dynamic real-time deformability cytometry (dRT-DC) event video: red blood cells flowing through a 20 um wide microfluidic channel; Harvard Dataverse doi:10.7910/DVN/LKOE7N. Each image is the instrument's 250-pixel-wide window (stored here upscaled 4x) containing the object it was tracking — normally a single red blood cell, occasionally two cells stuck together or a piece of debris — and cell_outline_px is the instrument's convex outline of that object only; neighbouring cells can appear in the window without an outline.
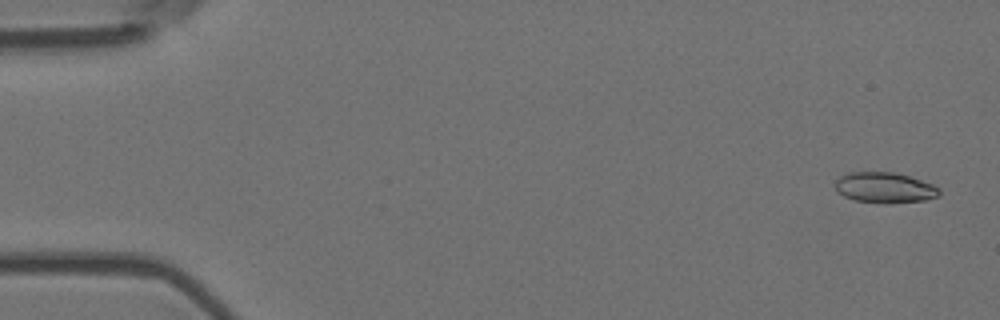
{"species": "Egyptian fruit bat (a non-hibernating species)", "species_latin": "Rousettus aegyptiacus", "temperature_condition": "room temperature", "stored_images_in_passage": 55, "camera_frame_rate_fps": 3000, "um_per_image_px": 0.085, "animal": {"sex": "female"}, "frame": {"image": 1, "passage_image": 2, "time_ms": 0.333, "image_size_px": [1000, 320], "cell_outline_px": [[940, 196], [924, 200], [884, 204], [852, 200], [836, 192], [836, 180], [840, 176], [848, 172], [896, 172], [932, 184], [940, 188]], "centroid_in_image_um": [75.18, 15.96], "position_along_channel_um": 9.8, "area_um2": 18.73}}
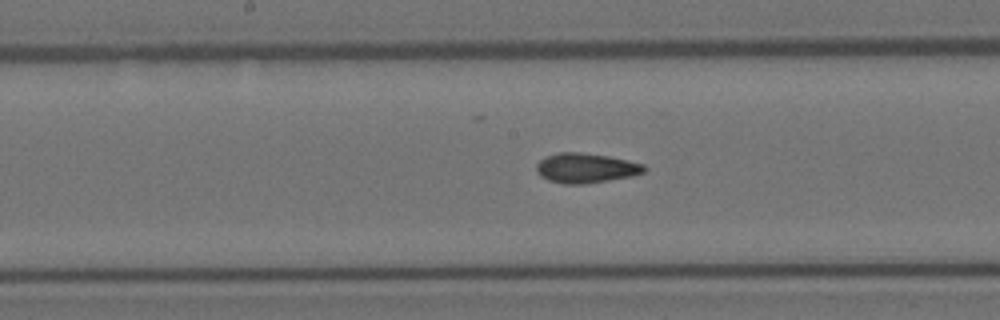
{"frame": {"image": 2, "passage_image": 28, "time_ms": 9.0, "image_size_px": [1000, 320], "cell_outline_px": [[648, 168], [644, 172], [632, 176], [584, 184], [564, 184], [548, 180], [540, 176], [536, 172], [536, 164], [544, 156], [560, 152], [580, 152], [608, 156], [628, 160], [644, 164]], "centroid_in_image_um": [49.78, 14.28], "position_along_channel_um": 198.4, "area_um2": 18.84}}
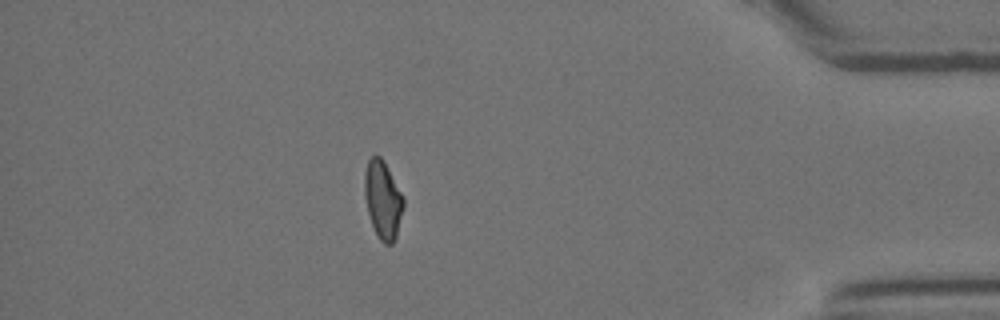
{"frame": {"image": 3, "passage_image": 48, "time_ms": 15.667, "image_size_px": [1000, 320], "cell_outline_px": [[404, 208], [396, 236], [392, 244], [384, 244], [380, 240], [372, 224], [368, 212], [364, 196], [364, 172], [368, 160], [372, 156], [380, 156], [384, 160], [404, 196]], "centroid_in_image_um": [32.55, 16.95], "position_along_channel_um": 402.7, "area_um2": 17.8}, "authors_computed_cell_mechanics": {"area_um2": 18.3226, "velocity_mm_per_s": 3.706, "shape_relaxation_time_tau1_ms": null, "shape_relaxation_time_tau2_ms": 2.9504, "deformation_change_tau1": null, "deformation_change_tau2": 0.0935}}